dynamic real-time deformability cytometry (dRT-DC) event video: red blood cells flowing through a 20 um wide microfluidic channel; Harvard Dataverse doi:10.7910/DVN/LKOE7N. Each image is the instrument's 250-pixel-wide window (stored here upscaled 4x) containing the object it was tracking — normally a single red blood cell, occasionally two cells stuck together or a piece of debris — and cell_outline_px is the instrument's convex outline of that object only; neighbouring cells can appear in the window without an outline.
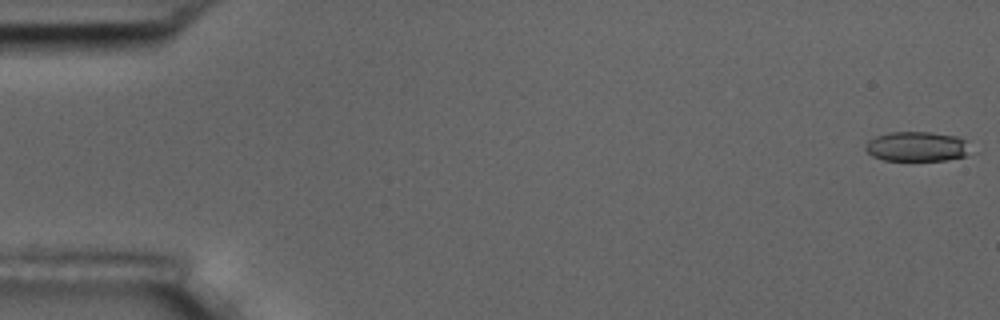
{"species": "common noctule bat (a hibernating species)", "species_latin": "Nyctalus noctula", "temperature_condition": "room temperature", "stored_images_in_passage": 5, "camera_frame_rate_fps": 3000, "um_per_image_px": 0.085, "animal": {"sex": "male", "body_mass_g": 17.5, "forearm_length_mm": 52.3}, "frame": {"image": 1, "passage_image": 1, "time_ms": 0.0, "image_size_px": [1000, 320], "cell_outline_px": [[980, 152], [948, 160], [884, 160], [872, 156], [864, 148], [868, 140], [876, 136], [888, 132], [932, 132], [956, 136], [964, 140]], "centroid_in_image_um": [78.05, 12.46], "position_along_channel_um": 7.0, "area_um2": 18.73}}